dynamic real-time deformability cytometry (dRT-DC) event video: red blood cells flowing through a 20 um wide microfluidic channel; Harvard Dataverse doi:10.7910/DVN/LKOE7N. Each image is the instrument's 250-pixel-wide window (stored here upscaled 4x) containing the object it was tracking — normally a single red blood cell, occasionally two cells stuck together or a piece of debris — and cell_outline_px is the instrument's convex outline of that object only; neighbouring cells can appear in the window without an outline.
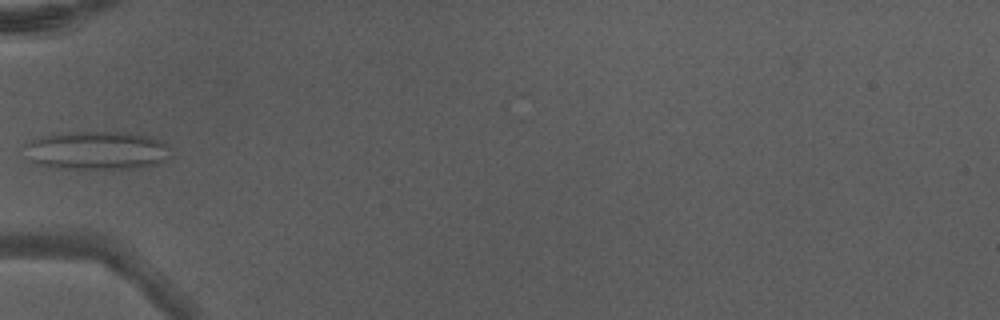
{"species": "Egyptian fruit bat (a non-hibernating species)", "species_latin": "Rousettus aegyptiacus", "temperature_condition": "warm", "stored_images_in_passage": 6, "camera_frame_rate_fps": 3000, "um_per_image_px": 0.085, "animal": {"sex": "male"}, "frame": {"image": 1, "passage_image": 6, "time_ms": 1.667, "image_size_px": [1000, 320], "cell_outline_px": [[172, 156], [168, 160], [156, 164], [136, 168], [52, 168], [36, 164], [28, 160], [24, 144], [28, 140], [40, 136], [64, 132], [120, 132], [148, 136], [160, 140], [168, 148]], "centroid_in_image_um": [8.17, 12.79], "position_along_channel_um": 76.8, "area_um2": 33.0}}